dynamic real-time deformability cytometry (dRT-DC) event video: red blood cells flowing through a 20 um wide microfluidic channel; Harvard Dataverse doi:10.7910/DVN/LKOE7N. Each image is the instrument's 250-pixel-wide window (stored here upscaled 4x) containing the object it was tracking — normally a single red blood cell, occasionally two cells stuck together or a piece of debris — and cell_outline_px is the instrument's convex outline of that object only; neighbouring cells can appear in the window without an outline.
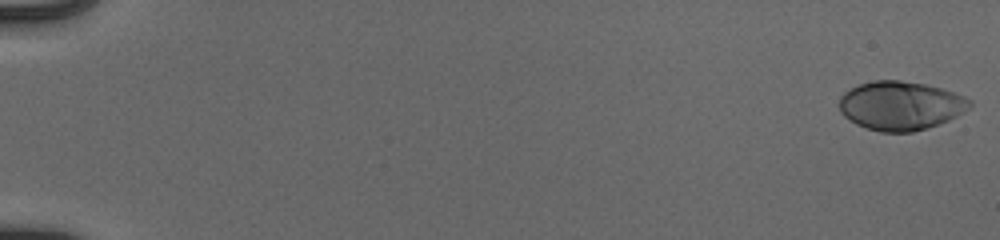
{"species": "human", "species_latin": "Homo sapiens", "temperature_condition": "cold", "stored_images_in_passage": 54, "camera_frame_rate_fps": 3000, "um_per_image_px": 0.085, "donor": {"sex": "male"}, "frame": {"image": 1, "passage_image": 1, "time_ms": 0.0, "image_size_px": [1000, 240], "cell_outline_px": [[972, 104], [968, 108], [956, 116], [948, 120], [912, 132], [880, 132], [856, 124], [844, 116], [840, 112], [840, 96], [844, 92], [860, 84], [872, 80], [900, 80], [924, 84], [940, 88], [964, 96], [972, 100]], "centroid_in_image_um": [76.53, 8.97], "position_along_channel_um": 8.5, "area_um2": 36.82}}
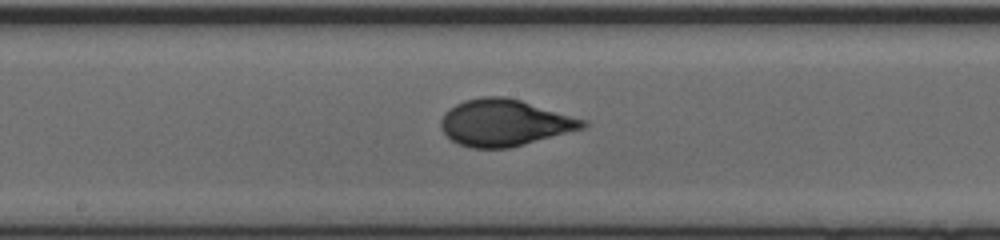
{"frame": {"image": 2, "passage_image": 31, "time_ms": 10.0, "image_size_px": [1000, 240], "cell_outline_px": [[588, 124], [584, 128], [524, 144], [508, 148], [472, 148], [456, 144], [440, 128], [440, 120], [444, 112], [448, 108], [464, 100], [480, 96], [504, 96], [520, 100], [588, 120]], "centroid_in_image_um": [42.85, 10.42], "position_along_channel_um": 205.3, "area_um2": 38.67}}
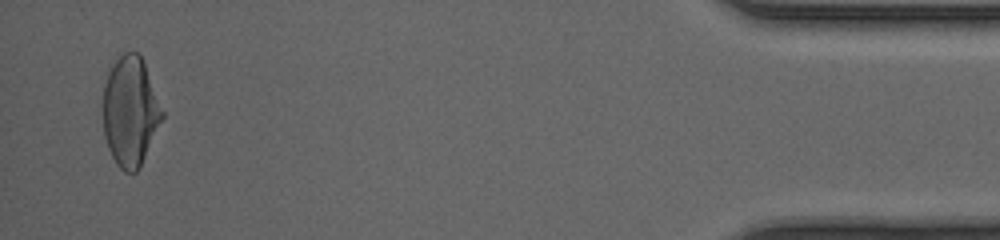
{"frame": {"image": 3, "passage_image": 53, "time_ms": 17.333, "image_size_px": [1000, 240], "cell_outline_px": [[164, 116], [136, 172], [124, 172], [116, 164], [108, 148], [104, 136], [104, 84], [108, 72], [112, 64], [124, 52], [136, 52], [140, 56], [144, 64], [164, 112]], "centroid_in_image_um": [11.06, 9.46], "position_along_channel_um": 424.1, "area_um2": 37.11}, "authors_computed_cell_mechanics": {"area_um2": 37.1943, "velocity_mm_per_s": 3.9559, "shape_relaxation_time_tau1_ms": 5.1492, "shape_relaxation_time_tau2_ms": null, "deformation_change_tau1": 0.2107, "deformation_change_tau2": null}}